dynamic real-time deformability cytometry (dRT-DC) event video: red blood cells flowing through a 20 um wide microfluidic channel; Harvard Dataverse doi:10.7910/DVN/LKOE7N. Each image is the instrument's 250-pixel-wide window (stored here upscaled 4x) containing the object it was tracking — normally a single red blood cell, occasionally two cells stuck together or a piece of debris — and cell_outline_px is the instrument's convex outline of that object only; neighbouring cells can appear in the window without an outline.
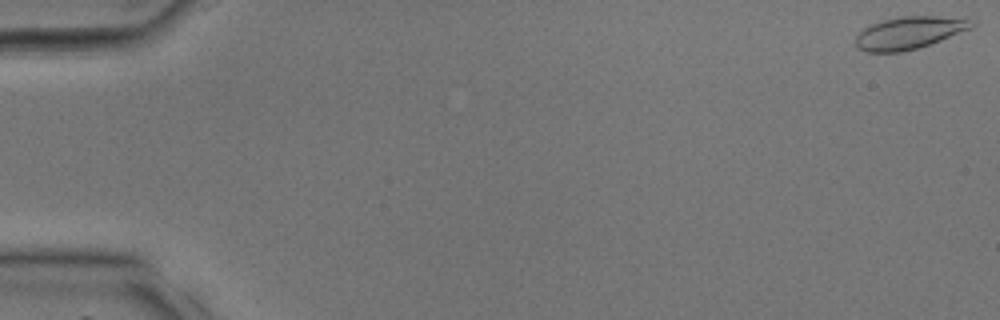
{"species": "common noctule bat (a hibernating species)", "species_latin": "Nyctalus noctula", "temperature_condition": "room temperature", "stored_images_in_passage": 2, "camera_frame_rate_fps": 3000, "um_per_image_px": 0.085, "animal": {"sex": "male", "body_mass_g": 17.9, "forearm_length_mm": 54.2}, "frame": {"image": 1, "passage_image": 1, "time_ms": 0.0, "image_size_px": [1000, 320], "cell_outline_px": [[976, 24], [968, 28], [940, 40], [916, 48], [900, 52], [868, 52], [860, 48], [856, 44], [856, 36], [864, 28], [872, 24], [884, 20], [904, 16], [940, 16], [972, 20]], "centroid_in_image_um": [77.24, 2.78], "position_along_channel_um": 7.8, "area_um2": 21.21}}